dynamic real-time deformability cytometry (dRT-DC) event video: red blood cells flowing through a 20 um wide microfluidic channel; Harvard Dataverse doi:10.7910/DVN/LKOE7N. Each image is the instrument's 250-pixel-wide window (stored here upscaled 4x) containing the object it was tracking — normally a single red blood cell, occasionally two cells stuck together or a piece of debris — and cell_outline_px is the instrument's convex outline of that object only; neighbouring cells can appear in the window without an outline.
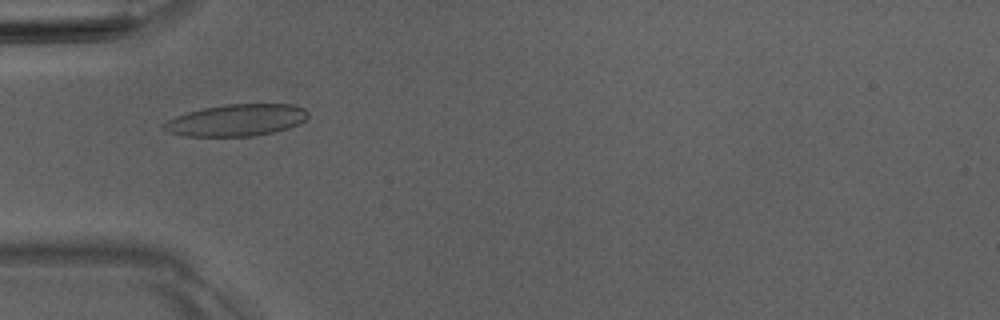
{"species": "Egyptian fruit bat (a non-hibernating species)", "species_latin": "Rousettus aegyptiacus", "temperature_condition": "room temperature", "stored_images_in_passage": 6, "camera_frame_rate_fps": 3000, "um_per_image_px": 0.085, "animal": {"sex": "male"}, "frame": {"image": 1, "passage_image": 5, "time_ms": 4.667, "image_size_px": [1000, 320], "cell_outline_px": [[308, 116], [304, 120], [288, 128], [272, 132], [252, 136], [184, 136], [168, 132], [164, 128], [164, 124], [168, 120], [176, 116], [188, 112], [204, 108], [224, 104], [292, 104], [304, 108], [308, 112]], "centroid_in_image_um": [20.11, 10.21], "position_along_channel_um": 64.9, "area_um2": 26.47}}